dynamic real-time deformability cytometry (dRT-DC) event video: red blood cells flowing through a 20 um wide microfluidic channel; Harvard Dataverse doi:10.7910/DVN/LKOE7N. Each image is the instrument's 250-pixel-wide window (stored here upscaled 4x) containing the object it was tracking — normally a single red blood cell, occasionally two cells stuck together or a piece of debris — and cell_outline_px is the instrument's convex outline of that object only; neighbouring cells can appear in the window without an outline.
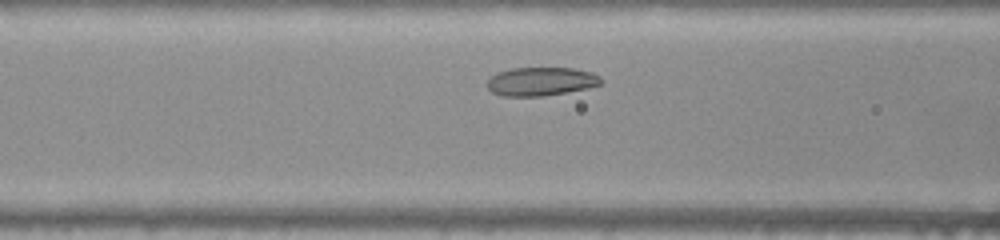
{"species": "common noctule bat (a hibernating species)", "species_latin": "Nyctalus noctula", "temperature_condition": "warm", "stored_images_in_passage": 30, "camera_frame_rate_fps": 3000, "um_per_image_px": 0.085, "animal": {"sex": "female", "body_mass_g": 22.0, "forearm_length_mm": 56.7}, "frame": {"image": 1, "passage_image": 8, "time_ms": 2.333, "image_size_px": [1000, 240], "cell_outline_px": [[604, 80], [600, 84], [588, 88], [544, 96], [504, 96], [492, 92], [488, 88], [488, 80], [496, 72], [512, 68], [572, 68], [592, 72], [600, 76]], "centroid_in_image_um": [46.0, 6.92], "position_along_channel_um": 120.6, "area_um2": 18.96}}
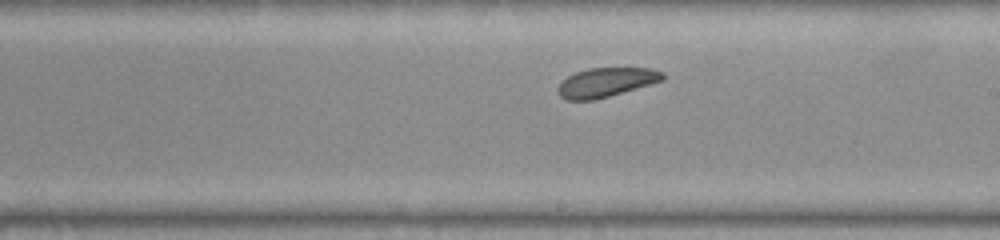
{"frame": {"image": 2, "passage_image": 17, "time_ms": 5.333, "image_size_px": [1000, 240], "cell_outline_px": [[664, 80], [596, 100], [568, 100], [560, 96], [556, 88], [568, 76], [576, 72], [588, 68], [652, 68], [664, 72]], "centroid_in_image_um": [51.53, 7.0], "position_along_channel_um": 237.5, "area_um2": 17.8}}
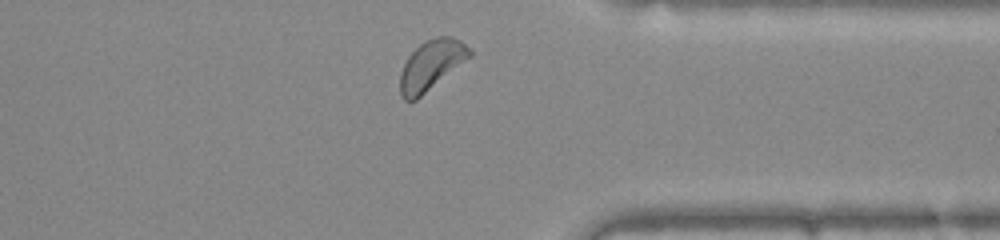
{"frame": {"image": 3, "passage_image": 28, "time_ms": 9.0, "image_size_px": [1000, 240], "cell_outline_px": [[472, 56], [416, 100], [404, 100], [400, 96], [400, 72], [408, 56], [424, 40], [436, 36], [452, 36], [460, 40], [472, 52]], "centroid_in_image_um": [36.65, 5.52], "position_along_channel_um": 374.8, "area_um2": 20.17}, "authors_computed_cell_mechanics": {"area_um2": 18.4671, "velocity_mm_per_s": 3.9074, "shape_relaxation_time_tau1_ms": 10.5441, "shape_relaxation_time_tau2_ms": null, "deformation_change_tau1": 0.0833, "deformation_change_tau2": null}}